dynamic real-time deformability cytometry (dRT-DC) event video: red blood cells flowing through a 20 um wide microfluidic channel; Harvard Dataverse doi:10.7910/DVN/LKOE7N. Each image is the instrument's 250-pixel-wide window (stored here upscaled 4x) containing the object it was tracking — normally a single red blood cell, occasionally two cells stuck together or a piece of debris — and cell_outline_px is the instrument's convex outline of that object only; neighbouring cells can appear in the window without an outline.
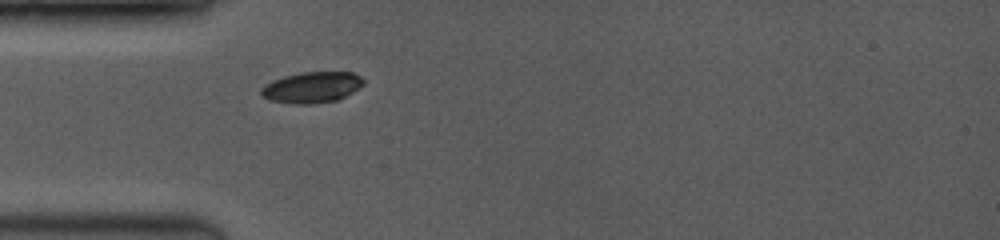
{"species": "common noctule bat (a hibernating species)", "species_latin": "Nyctalus noctula", "temperature_condition": "room temperature", "stored_images_in_passage": 19, "camera_frame_rate_fps": 3500, "um_per_image_px": 0.085, "animal": {"sex": "female", "body_mass_g": 19.0, "forearm_length_mm": 53.3}, "frame": {"image": 1, "passage_image": 1, "time_ms": 0.0, "image_size_px": [1000, 240], "cell_outline_px": [[364, 84], [360, 88], [336, 100], [312, 104], [292, 104], [268, 100], [260, 96], [260, 88], [264, 84], [272, 80], [284, 76], [300, 72], [352, 72], [360, 76], [364, 80]], "centroid_in_image_um": [26.46, 7.42], "position_along_channel_um": 58.5, "area_um2": 18.73}}
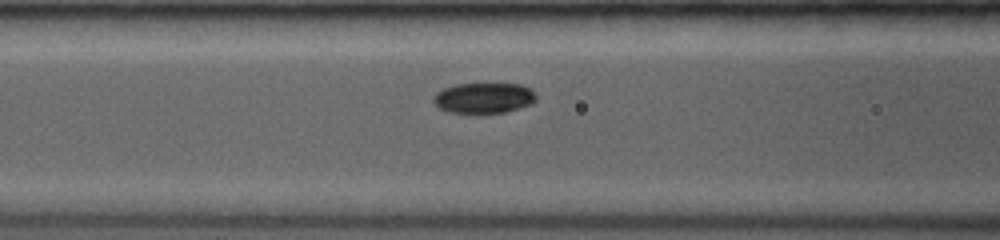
{"frame": {"image": 2, "passage_image": 10, "time_ms": 1.714, "image_size_px": [1000, 240], "cell_outline_px": [[536, 100], [532, 104], [508, 112], [448, 112], [440, 108], [432, 100], [432, 96], [436, 92], [444, 88], [456, 84], [520, 84], [528, 88], [536, 96]], "centroid_in_image_um": [41.11, 8.32], "position_along_channel_um": 125.5, "area_um2": 18.09}}
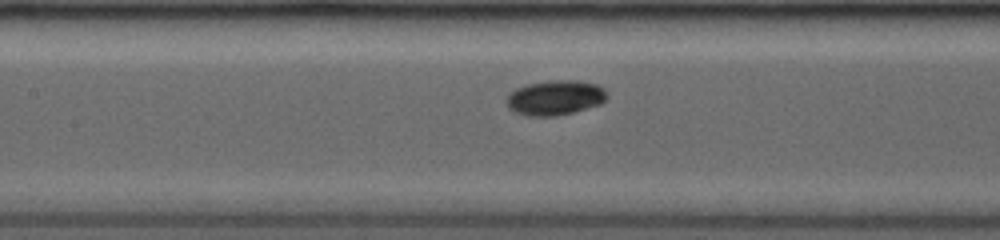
{"frame": {"image": 3, "passage_image": 15, "time_ms": 2.571, "image_size_px": [1000, 240], "cell_outline_px": [[608, 96], [600, 104], [572, 112], [556, 116], [528, 116], [512, 112], [508, 108], [504, 100], [516, 88], [528, 84], [552, 80], [576, 80], [596, 84], [604, 88]], "centroid_in_image_um": [47.15, 8.31], "position_along_channel_um": 160.2, "area_um2": 20.46}}